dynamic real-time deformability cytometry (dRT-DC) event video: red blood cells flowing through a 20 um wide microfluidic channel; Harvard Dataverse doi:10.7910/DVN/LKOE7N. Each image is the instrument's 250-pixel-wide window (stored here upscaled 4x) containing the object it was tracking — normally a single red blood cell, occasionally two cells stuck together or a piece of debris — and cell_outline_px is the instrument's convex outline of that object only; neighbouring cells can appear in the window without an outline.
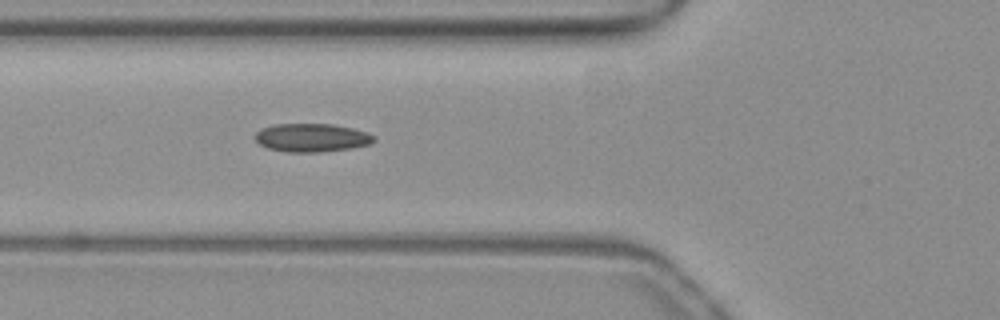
{"species": "common noctule bat (a hibernating species)", "species_latin": "Nyctalus noctula", "temperature_condition": "warm", "stored_images_in_passage": 32, "camera_frame_rate_fps": 3000, "um_per_image_px": 0.085, "animal": {"sex": "female", "body_mass_g": 19.3, "forearm_length_mm": 54.1}, "frame": {"image": 1, "passage_image": 3, "time_ms": 0.667, "image_size_px": [1000, 320], "cell_outline_px": [[376, 140], [372, 144], [352, 148], [320, 152], [284, 152], [268, 148], [260, 144], [252, 136], [260, 128], [276, 124], [332, 124], [352, 128], [368, 132], [376, 136]], "centroid_in_image_um": [26.51, 11.7], "position_along_channel_um": 99.3, "area_um2": 19.94}}
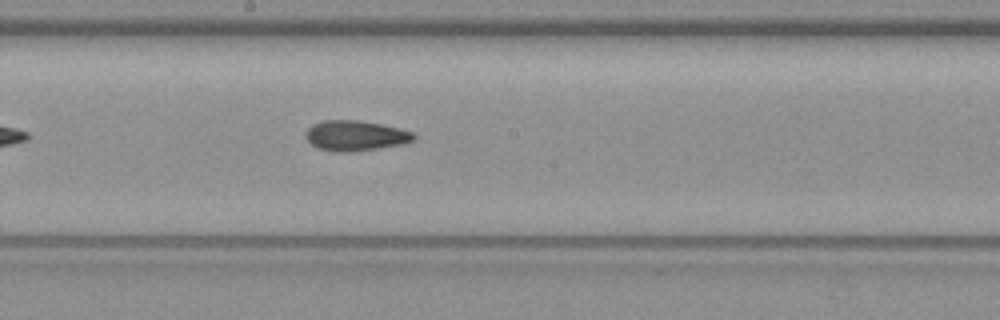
{"frame": {"image": 2, "passage_image": 12, "time_ms": 3.667, "image_size_px": [1000, 320], "cell_outline_px": [[416, 140], [404, 144], [352, 152], [336, 152], [316, 148], [308, 140], [308, 128], [312, 124], [324, 120], [356, 120], [380, 124], [400, 128], [412, 132], [416, 136]], "centroid_in_image_um": [30.25, 11.54], "position_along_channel_um": 217.9, "area_um2": 19.02}}
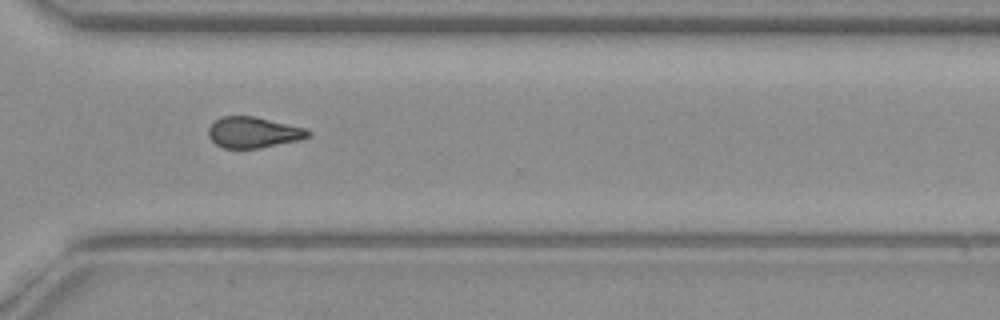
{"frame": {"image": 3, "passage_image": 22, "time_ms": 7.0, "image_size_px": [1000, 320], "cell_outline_px": [[312, 132], [308, 136], [300, 140], [260, 148], [224, 148], [216, 144], [208, 136], [208, 128], [216, 120], [224, 116], [252, 116], [308, 128]], "centroid_in_image_um": [21.56, 11.26], "position_along_channel_um": 349.0, "area_um2": 17.92}}